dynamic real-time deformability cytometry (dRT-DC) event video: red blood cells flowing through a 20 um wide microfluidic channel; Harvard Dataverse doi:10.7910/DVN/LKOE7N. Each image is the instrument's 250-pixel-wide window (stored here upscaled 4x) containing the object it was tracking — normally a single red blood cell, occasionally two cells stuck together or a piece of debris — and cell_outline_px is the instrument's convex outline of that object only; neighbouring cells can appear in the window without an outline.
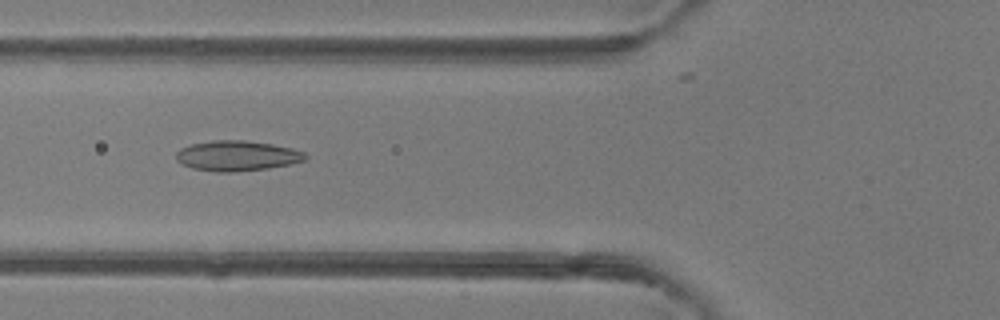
{"species": "common noctule bat (a hibernating species)", "species_latin": "Nyctalus noctula", "temperature_condition": "room temperature", "stored_images_in_passage": 37, "camera_frame_rate_fps": 3000, "um_per_image_px": 0.085, "animal": {"sex": "female"}, "frame": {"image": 1, "passage_image": 9, "time_ms": 2.667, "image_size_px": [1000, 320], "cell_outline_px": [[308, 156], [304, 160], [288, 164], [268, 168], [232, 172], [216, 172], [192, 168], [180, 164], [176, 160], [176, 152], [180, 148], [192, 144], [212, 140], [244, 140], [272, 144], [292, 148], [304, 152]], "centroid_in_image_um": [20.11, 13.24], "position_along_channel_um": 105.7, "area_um2": 22.77}}
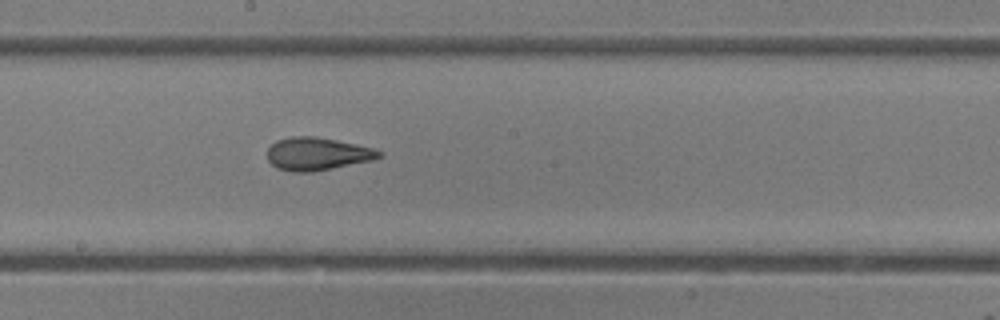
{"frame": {"image": 2, "passage_image": 17, "time_ms": 5.333, "image_size_px": [1000, 320], "cell_outline_px": [[384, 156], [372, 160], [312, 172], [292, 172], [276, 168], [268, 160], [268, 148], [276, 140], [292, 136], [312, 136], [336, 140], [356, 144], [372, 148], [384, 152]], "centroid_in_image_um": [26.97, 13.08], "position_along_channel_um": 221.2, "area_um2": 21.39}}
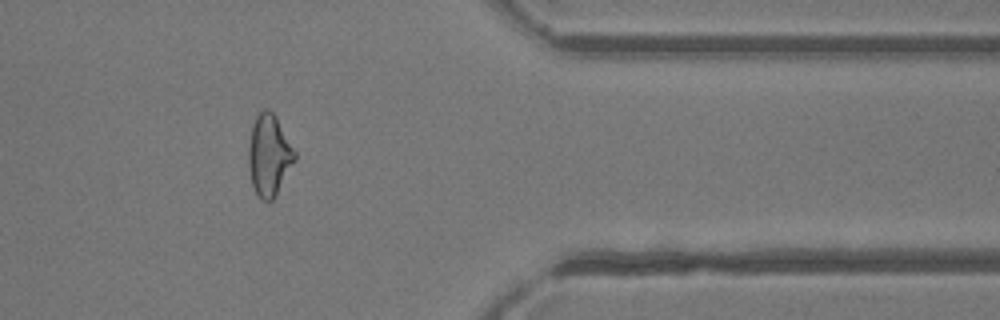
{"frame": {"image": 3, "passage_image": 30, "time_ms": 9.667, "image_size_px": [1000, 320], "cell_outline_px": [[296, 160], [272, 200], [260, 200], [256, 196], [252, 184], [248, 168], [248, 148], [252, 124], [256, 116], [264, 108], [268, 108], [276, 116], [296, 152]], "centroid_in_image_um": [22.86, 13.18], "position_along_channel_um": 388.5, "area_um2": 22.02}, "authors_computed_cell_mechanics": {"area_um2": 21.8484, "velocity_mm_per_s": 4.3198, "shape_relaxation_time_tau1_ms": null, "shape_relaxation_time_tau2_ms": 1.9238, "deformation_change_tau1": null, "deformation_change_tau2": 0.1019}}